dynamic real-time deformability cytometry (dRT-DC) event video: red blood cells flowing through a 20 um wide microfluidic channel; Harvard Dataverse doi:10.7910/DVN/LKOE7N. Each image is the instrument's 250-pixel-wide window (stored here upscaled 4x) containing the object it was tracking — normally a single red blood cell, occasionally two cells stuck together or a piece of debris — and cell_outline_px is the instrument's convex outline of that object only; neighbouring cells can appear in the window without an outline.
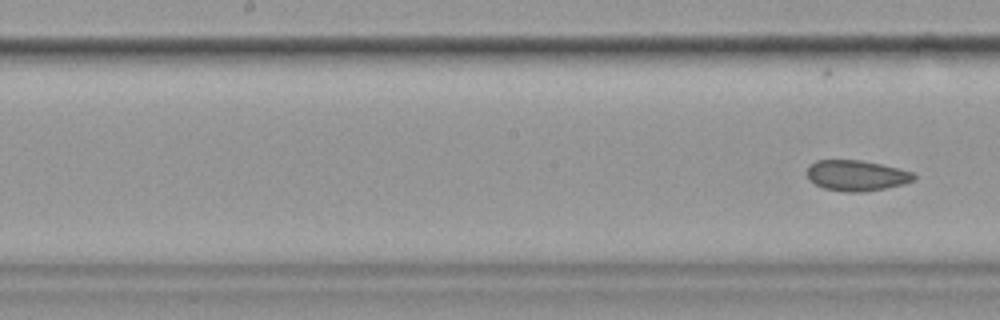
{"species": "common noctule bat (a hibernating species)", "species_latin": "Nyctalus noctula", "temperature_condition": "cold", "stored_images_in_passage": 9, "segment_of_instrument_passage": [2, 2], "camera_frame_rate_fps": 3000, "um_per_image_px": 0.085, "animal": {"sex": "female", "body_mass_g": 19.9}, "frame": {"image": 1, "passage_image": 9, "time_ms": 10.333, "image_size_px": [1000, 320], "cell_outline_px": [[916, 180], [904, 184], [864, 192], [848, 192], [824, 188], [808, 180], [808, 164], [816, 160], [860, 160], [880, 164], [912, 172], [916, 176]], "centroid_in_image_um": [72.79, 14.92], "position_along_channel_um": 175.4, "area_um2": 19.02}}